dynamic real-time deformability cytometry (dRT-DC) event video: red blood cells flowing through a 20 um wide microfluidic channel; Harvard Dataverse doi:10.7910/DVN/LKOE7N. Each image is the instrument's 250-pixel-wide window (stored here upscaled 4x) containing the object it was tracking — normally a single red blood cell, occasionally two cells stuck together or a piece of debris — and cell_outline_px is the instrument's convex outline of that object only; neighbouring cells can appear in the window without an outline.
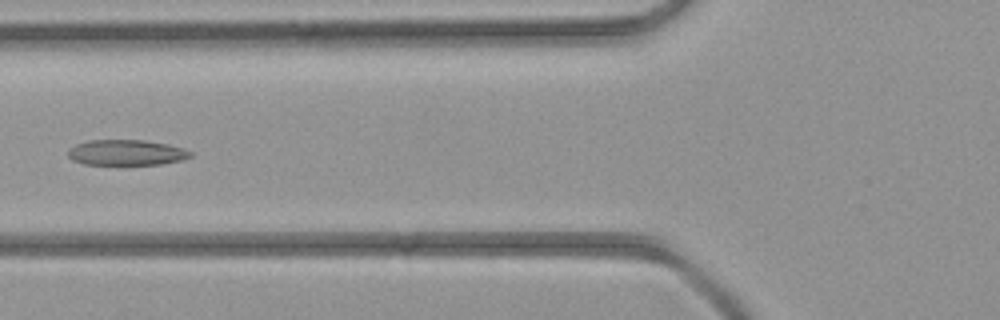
{"species": "common noctule bat (a hibernating species)", "species_latin": "Nyctalus noctula", "temperature_condition": "room temperature", "stored_images_in_passage": 5, "camera_frame_rate_fps": 3000, "um_per_image_px": 0.085, "animal": {"sex": "female", "body_mass_g": 21.9}, "frame": {"image": 1, "passage_image": 5, "time_ms": 4.667, "image_size_px": [1000, 320], "cell_outline_px": [[192, 156], [184, 160], [160, 164], [84, 164], [72, 160], [68, 156], [68, 152], [76, 144], [88, 140], [144, 140], [168, 144], [184, 148], [192, 152]], "centroid_in_image_um": [10.78, 12.96], "position_along_channel_um": 115.0, "area_um2": 18.21}}